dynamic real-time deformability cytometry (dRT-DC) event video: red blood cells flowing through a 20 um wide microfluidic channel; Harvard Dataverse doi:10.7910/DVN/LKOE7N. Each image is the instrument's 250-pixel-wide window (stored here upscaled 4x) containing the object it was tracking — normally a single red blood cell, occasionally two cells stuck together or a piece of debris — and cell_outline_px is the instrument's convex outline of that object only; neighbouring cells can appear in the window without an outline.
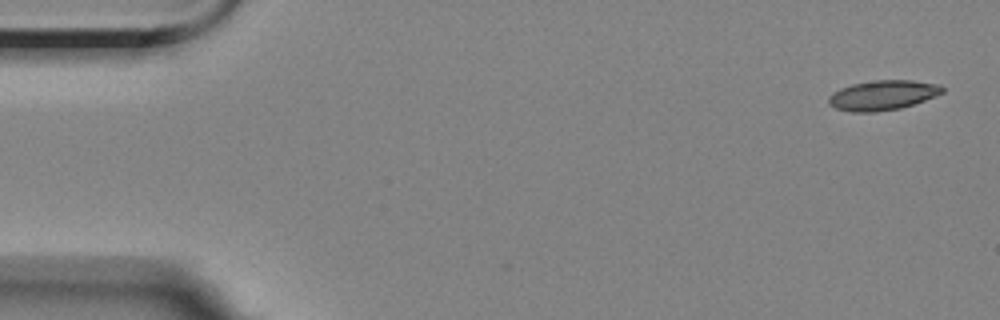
{"species": "Egyptian fruit bat (a non-hibernating species)", "species_latin": "Rousettus aegyptiacus", "temperature_condition": "room temperature", "stored_images_in_passage": 5, "camera_frame_rate_fps": 3000, "um_per_image_px": 0.085, "animal": {"sex": "female"}, "frame": {"image": 1, "passage_image": 1, "time_ms": 0.0, "image_size_px": [1000, 320], "cell_outline_px": [[944, 92], [936, 96], [900, 108], [876, 112], [852, 112], [836, 108], [828, 104], [828, 96], [832, 92], [840, 88], [852, 84], [876, 80], [912, 80], [940, 84], [944, 88]], "centroid_in_image_um": [75.02, 8.09], "position_along_channel_um": 10.0, "area_um2": 19.83}}
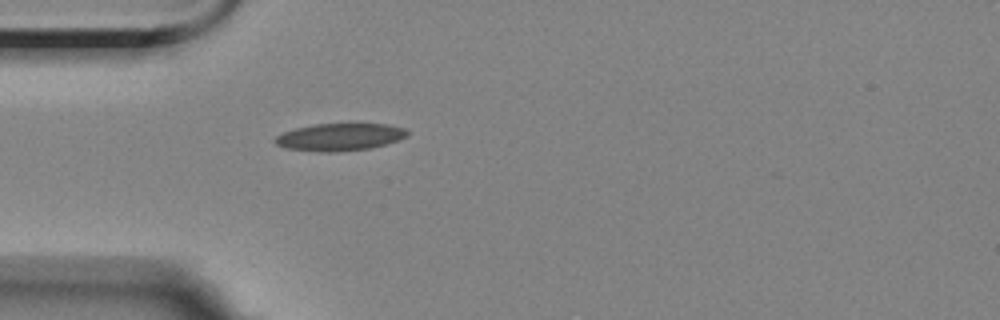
{"frame": {"image": 2, "passage_image": 5, "time_ms": 4.667, "image_size_px": [1000, 320], "cell_outline_px": [[408, 136], [384, 144], [368, 148], [336, 152], [320, 152], [288, 148], [276, 144], [276, 136], [284, 132], [296, 128], [316, 124], [388, 124], [404, 128], [408, 132]], "centroid_in_image_um": [28.89, 11.64], "position_along_channel_um": 56.1, "area_um2": 20.69}}